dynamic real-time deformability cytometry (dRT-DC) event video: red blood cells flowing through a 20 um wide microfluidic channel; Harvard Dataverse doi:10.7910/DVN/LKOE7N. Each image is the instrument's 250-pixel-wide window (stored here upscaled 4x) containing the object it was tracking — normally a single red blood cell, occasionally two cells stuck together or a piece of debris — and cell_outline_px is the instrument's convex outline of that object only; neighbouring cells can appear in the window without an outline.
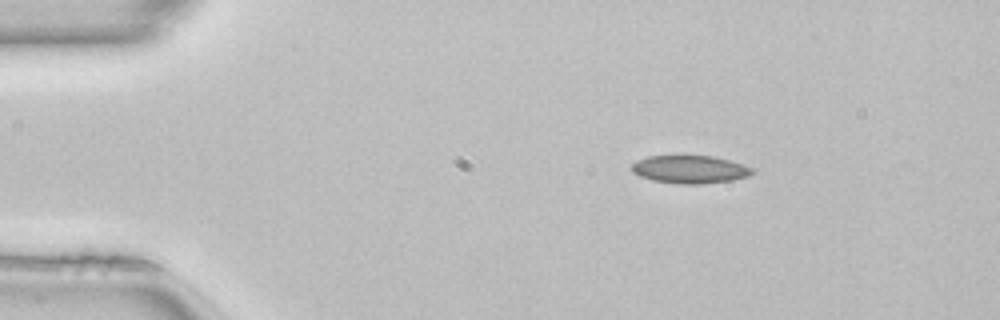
{"species": "common noctule bat (a hibernating species)", "species_latin": "Nyctalus noctula", "temperature_condition": "room temperature", "stored_images_in_passage": 49, "camera_frame_rate_fps": 3000, "um_per_image_px": 0.085, "animal": {"sex": "female", "body_mass_g": 22.7, "forearm_length_mm": 54.2}, "frame": {"image": 1, "passage_image": 7, "time_ms": 2.0, "image_size_px": [1000, 320], "cell_outline_px": [[756, 172], [748, 176], [732, 180], [700, 184], [680, 184], [652, 180], [640, 176], [632, 172], [632, 164], [636, 160], [648, 156], [712, 156], [744, 164], [752, 168]], "centroid_in_image_um": [58.65, 14.4], "position_along_channel_um": 26.4, "area_um2": 19.59}}
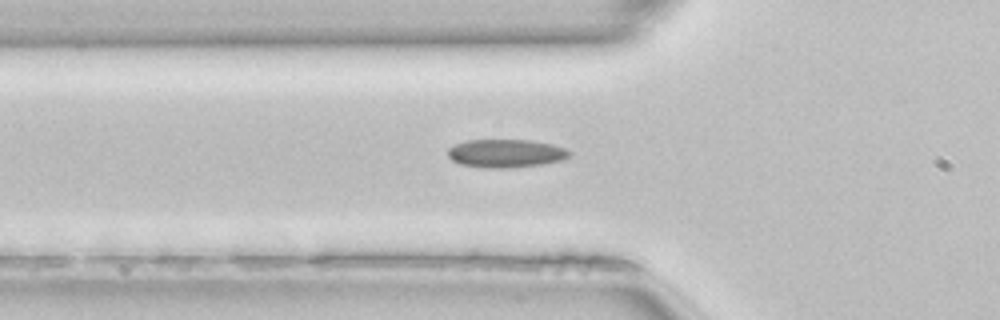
{"frame": {"image": 2, "passage_image": 16, "time_ms": 5.0, "image_size_px": [1000, 320], "cell_outline_px": [[572, 152], [564, 160], [540, 164], [508, 168], [484, 168], [460, 164], [452, 160], [448, 156], [448, 148], [464, 140], [528, 140], [552, 144], [564, 148]], "centroid_in_image_um": [42.97, 13.04], "position_along_channel_um": 82.8, "area_um2": 20.0}}
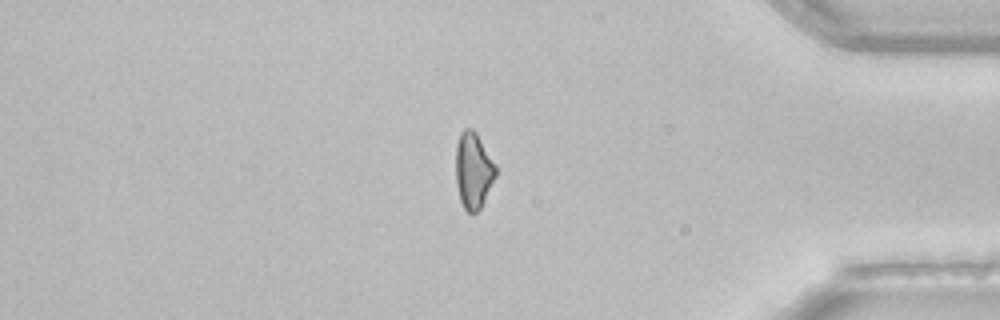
{"frame": {"image": 3, "passage_image": 41, "time_ms": 13.333, "image_size_px": [1000, 320], "cell_outline_px": [[496, 176], [480, 208], [472, 216], [464, 208], [460, 200], [456, 184], [456, 144], [460, 132], [464, 128], [472, 128], [476, 132], [496, 164]], "centroid_in_image_um": [40.23, 14.48], "position_along_channel_um": 395.0, "area_um2": 17.86}}